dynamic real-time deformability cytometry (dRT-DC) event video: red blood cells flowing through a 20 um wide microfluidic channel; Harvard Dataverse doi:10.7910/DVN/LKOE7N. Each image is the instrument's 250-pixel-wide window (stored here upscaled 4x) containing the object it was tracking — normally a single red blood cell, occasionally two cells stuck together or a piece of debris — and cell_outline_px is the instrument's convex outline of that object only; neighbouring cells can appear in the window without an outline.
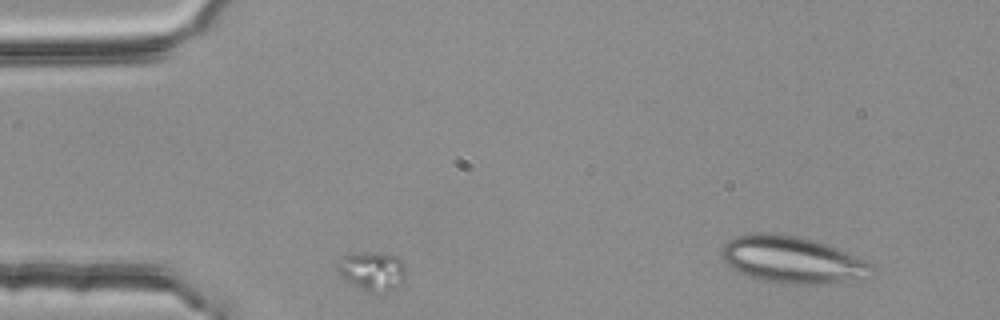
{"species": "common noctule bat (a hibernating species)", "species_latin": "Nyctalus noctula", "temperature_condition": "room temperature", "stored_images_in_passage": 2, "segment_of_instrument_passage": [1, 2], "camera_frame_rate_fps": 3000, "um_per_image_px": 0.085, "animal": {"sex": "female", "body_mass_g": 25.1}, "frame": {"image": 1, "passage_image": 1, "time_ms": 0.0, "image_size_px": [1000, 320], "cell_outline_px": [[404, 280], [388, 292], [368, 292], [340, 276], [336, 268], [336, 260], [344, 256], [368, 252], [372, 252], [396, 256], [404, 264]], "centroid_in_image_um": [31.61, 23.04], "position_along_channel_um": 53.4, "area_um2": 15.26}}